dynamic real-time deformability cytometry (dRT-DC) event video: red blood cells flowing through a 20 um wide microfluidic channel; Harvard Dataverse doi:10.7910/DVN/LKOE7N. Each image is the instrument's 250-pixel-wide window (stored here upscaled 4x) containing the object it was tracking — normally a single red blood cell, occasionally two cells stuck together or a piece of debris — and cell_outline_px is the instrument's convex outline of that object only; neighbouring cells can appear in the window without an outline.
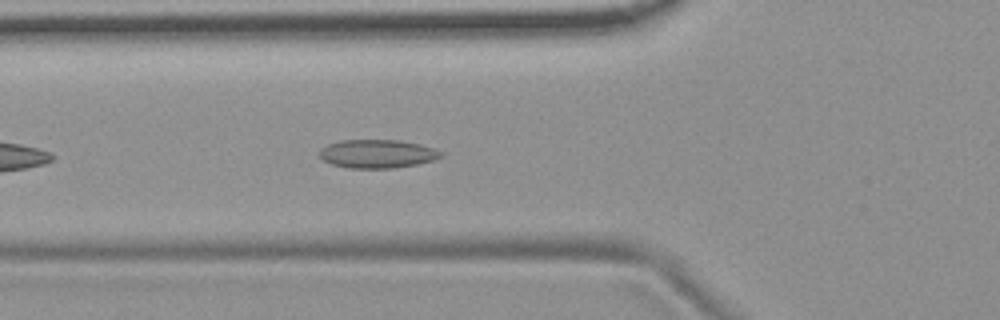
{"species": "common noctule bat (a hibernating species)", "species_latin": "Nyctalus noctula", "temperature_condition": "room temperature", "stored_images_in_passage": 11, "camera_frame_rate_fps": 3000, "um_per_image_px": 0.085, "animal": {"sex": "female", "body_mass_g": 19.9}, "frame": {"image": 1, "passage_image": 7, "time_ms": 2.0, "image_size_px": [1000, 320], "cell_outline_px": [[444, 156], [432, 160], [416, 164], [392, 168], [348, 168], [332, 164], [324, 160], [320, 156], [320, 148], [328, 144], [340, 140], [400, 140], [420, 144], [444, 152]], "centroid_in_image_um": [32.08, 13.06], "position_along_channel_um": 93.7, "area_um2": 20.11}}